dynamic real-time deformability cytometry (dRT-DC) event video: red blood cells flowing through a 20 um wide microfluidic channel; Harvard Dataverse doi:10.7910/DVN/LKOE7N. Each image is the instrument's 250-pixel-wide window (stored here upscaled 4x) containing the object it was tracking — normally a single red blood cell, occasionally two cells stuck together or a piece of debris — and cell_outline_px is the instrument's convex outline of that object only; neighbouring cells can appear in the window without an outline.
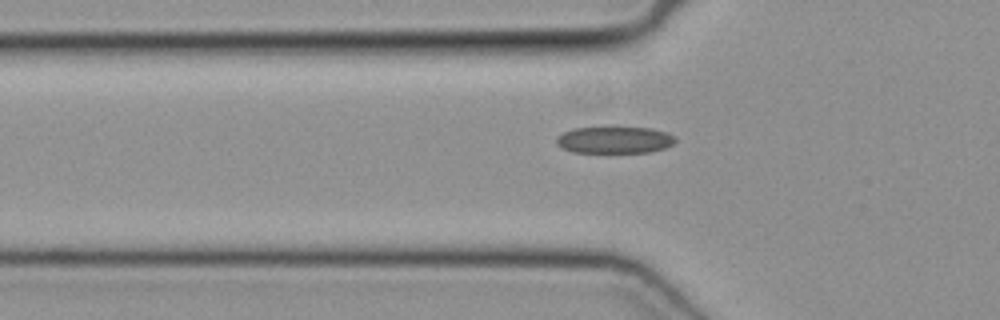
{"species": "common noctule bat (a hibernating species)", "species_latin": "Nyctalus noctula", "temperature_condition": "cold", "stored_images_in_passage": 35, "camera_frame_rate_fps": 3000, "um_per_image_px": 0.085, "animal": {"sex": "female", "body_mass_g": 19.3, "forearm_length_mm": 54.1}, "frame": {"image": 1, "passage_image": 3, "time_ms": 0.667, "image_size_px": [1000, 320], "cell_outline_px": [[676, 140], [672, 144], [664, 148], [648, 152], [572, 152], [560, 148], [556, 144], [556, 136], [572, 128], [608, 124], [612, 124], [652, 128], [668, 132], [676, 136]], "centroid_in_image_um": [52.2, 11.83], "position_along_channel_um": 73.6, "area_um2": 19.77}}
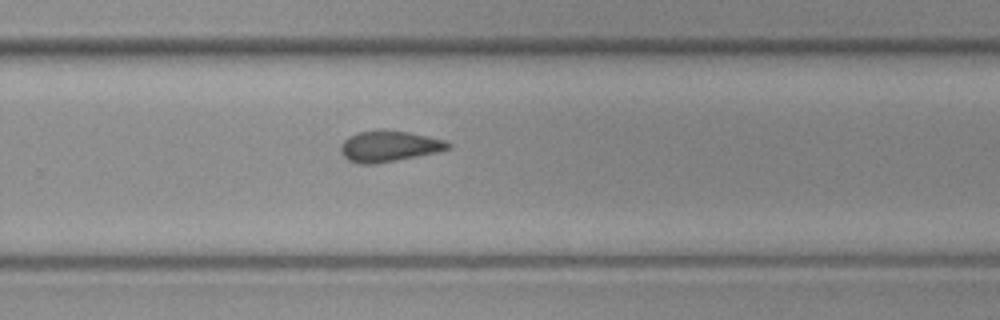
{"frame": {"image": 2, "passage_image": 19, "time_ms": 6.0, "image_size_px": [1000, 320], "cell_outline_px": [[452, 148], [436, 152], [376, 164], [360, 164], [348, 160], [340, 152], [340, 144], [348, 136], [360, 132], [408, 132], [444, 140], [452, 144]], "centroid_in_image_um": [33.05, 12.46], "position_along_channel_um": 296.7, "area_um2": 18.79}}
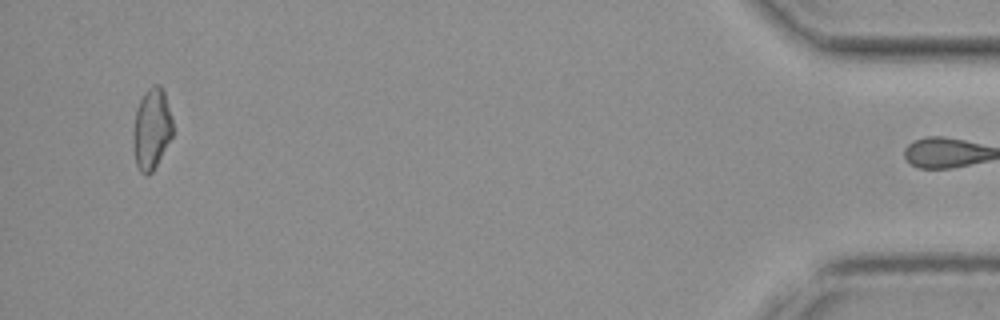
{"frame": {"image": 3, "passage_image": 34, "time_ms": 11.0, "image_size_px": [1000, 320], "cell_outline_px": [[172, 136], [152, 172], [148, 176], [144, 176], [140, 172], [136, 164], [132, 140], [132, 132], [136, 108], [144, 92], [152, 84], [160, 84], [164, 92], [172, 120]], "centroid_in_image_um": [12.85, 10.96], "position_along_channel_um": 422.3, "area_um2": 18.79}}